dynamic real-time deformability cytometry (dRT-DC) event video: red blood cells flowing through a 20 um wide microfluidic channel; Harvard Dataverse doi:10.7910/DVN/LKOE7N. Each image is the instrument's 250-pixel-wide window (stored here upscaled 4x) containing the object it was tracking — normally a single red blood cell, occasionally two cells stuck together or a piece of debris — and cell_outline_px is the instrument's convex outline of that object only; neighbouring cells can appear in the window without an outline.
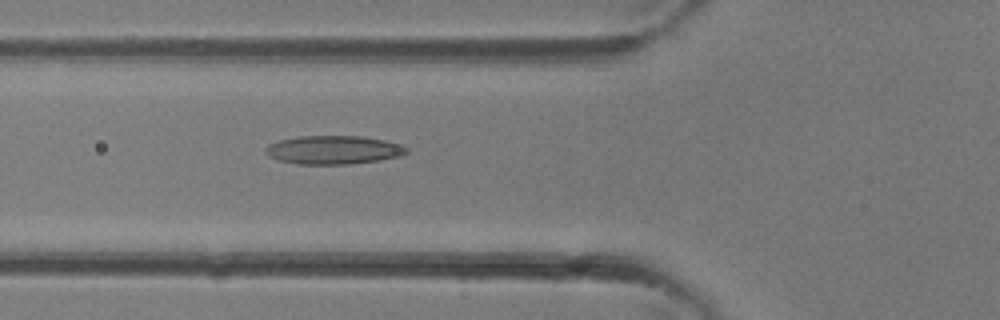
{"species": "common noctule bat (a hibernating species)", "species_latin": "Nyctalus noctula", "temperature_condition": "room temperature", "stored_images_in_passage": 33, "camera_frame_rate_fps": 3000, "um_per_image_px": 0.085, "animal": {"sex": "female"}, "frame": {"image": 1, "passage_image": 12, "time_ms": 3.667, "image_size_px": [1000, 320], "cell_outline_px": [[408, 152], [400, 156], [380, 160], [348, 164], [300, 164], [280, 160], [268, 156], [264, 152], [264, 148], [268, 144], [280, 140], [300, 136], [364, 136], [384, 140], [400, 144], [408, 148]], "centroid_in_image_um": [28.35, 12.74], "position_along_channel_um": 97.5, "area_um2": 23.47}}
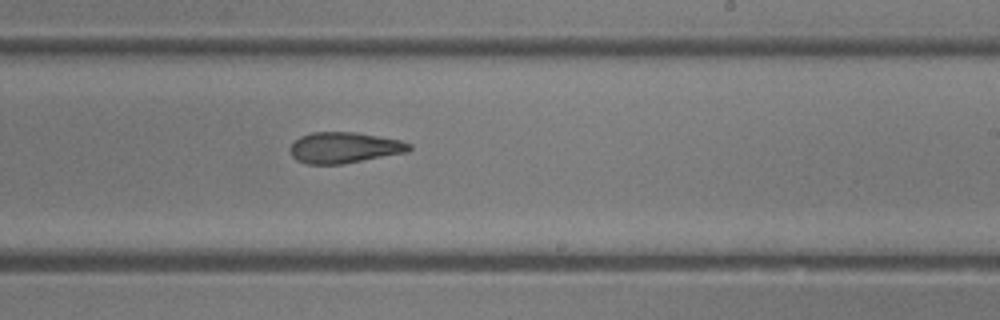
{"frame": {"image": 2, "passage_image": 20, "time_ms": 6.333, "image_size_px": [1000, 320], "cell_outline_px": [[412, 148], [408, 152], [340, 164], [308, 164], [296, 160], [292, 156], [288, 148], [300, 136], [312, 132], [356, 132], [400, 140], [412, 144]], "centroid_in_image_um": [29.25, 12.54], "position_along_channel_um": 259.7, "area_um2": 21.44}}
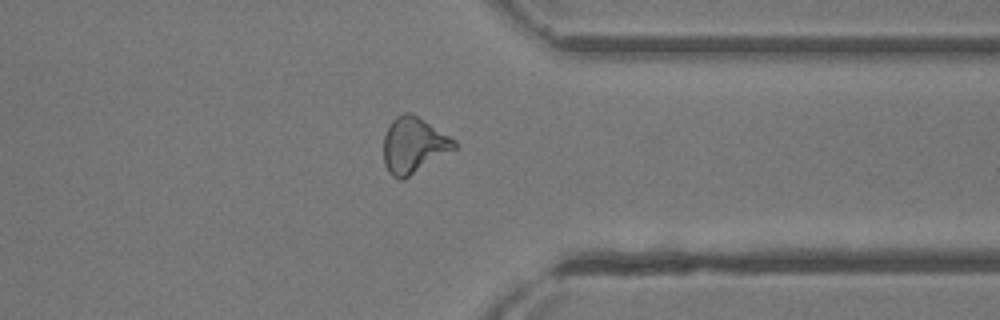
{"frame": {"image": 3, "passage_image": 26, "time_ms": 8.333, "image_size_px": [1000, 320], "cell_outline_px": [[456, 148], [404, 180], [400, 180], [392, 176], [388, 172], [384, 164], [384, 136], [388, 124], [396, 116], [404, 112], [408, 112], [416, 116], [456, 140]], "centroid_in_image_um": [35.12, 12.37], "position_along_channel_um": 376.3, "area_um2": 22.89}}